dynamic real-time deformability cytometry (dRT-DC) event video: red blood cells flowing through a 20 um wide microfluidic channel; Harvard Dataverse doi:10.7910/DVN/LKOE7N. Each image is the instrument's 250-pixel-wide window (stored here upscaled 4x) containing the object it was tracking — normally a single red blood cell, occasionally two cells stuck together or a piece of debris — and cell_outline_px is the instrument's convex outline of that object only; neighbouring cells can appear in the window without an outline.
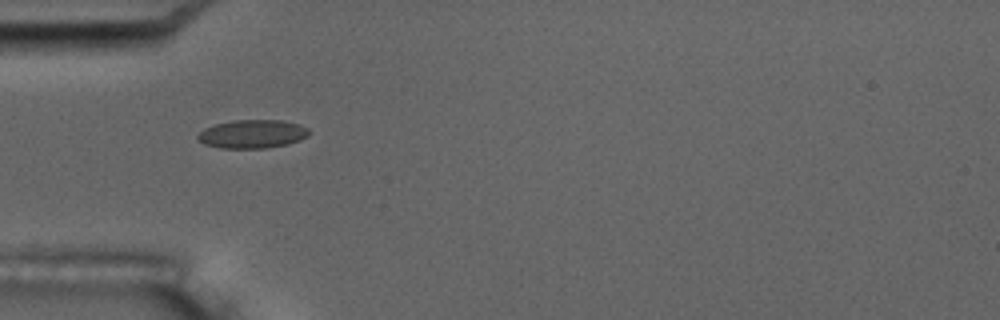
{"species": "common noctule bat (a hibernating species)", "species_latin": "Nyctalus noctula", "temperature_condition": "room temperature", "stored_images_in_passage": 9, "camera_frame_rate_fps": 3000, "um_per_image_px": 0.085, "animal": {"sex": "male", "body_mass_g": 17.5, "forearm_length_mm": 52.3}, "frame": {"image": 1, "passage_image": 6, "time_ms": 5.667, "image_size_px": [1000, 320], "cell_outline_px": [[308, 136], [300, 140], [288, 144], [264, 148], [220, 148], [204, 144], [196, 136], [204, 128], [216, 124], [232, 120], [280, 120], [300, 124], [308, 128]], "centroid_in_image_um": [21.46, 11.38], "position_along_channel_um": 63.5, "area_um2": 18.44}}